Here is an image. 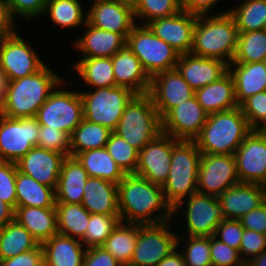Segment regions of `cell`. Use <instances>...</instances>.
<instances>
[{
    "label": "cell",
    "mask_w": 266,
    "mask_h": 266,
    "mask_svg": "<svg viewBox=\"0 0 266 266\" xmlns=\"http://www.w3.org/2000/svg\"><path fill=\"white\" fill-rule=\"evenodd\" d=\"M118 207L120 220L126 223L158 224L174 217L162 186L136 174H126L118 183Z\"/></svg>",
    "instance_id": "cell-1"
},
{
    "label": "cell",
    "mask_w": 266,
    "mask_h": 266,
    "mask_svg": "<svg viewBox=\"0 0 266 266\" xmlns=\"http://www.w3.org/2000/svg\"><path fill=\"white\" fill-rule=\"evenodd\" d=\"M63 81L47 65L35 74L5 81L0 114L12 118L35 117L50 93Z\"/></svg>",
    "instance_id": "cell-2"
},
{
    "label": "cell",
    "mask_w": 266,
    "mask_h": 266,
    "mask_svg": "<svg viewBox=\"0 0 266 266\" xmlns=\"http://www.w3.org/2000/svg\"><path fill=\"white\" fill-rule=\"evenodd\" d=\"M237 41V27L228 10L217 15H197L190 53L229 65L235 56Z\"/></svg>",
    "instance_id": "cell-3"
},
{
    "label": "cell",
    "mask_w": 266,
    "mask_h": 266,
    "mask_svg": "<svg viewBox=\"0 0 266 266\" xmlns=\"http://www.w3.org/2000/svg\"><path fill=\"white\" fill-rule=\"evenodd\" d=\"M251 131L246 117L238 106L209 114L194 141L201 154L234 155Z\"/></svg>",
    "instance_id": "cell-4"
},
{
    "label": "cell",
    "mask_w": 266,
    "mask_h": 266,
    "mask_svg": "<svg viewBox=\"0 0 266 266\" xmlns=\"http://www.w3.org/2000/svg\"><path fill=\"white\" fill-rule=\"evenodd\" d=\"M200 156L194 140L173 138L169 175L162 186L164 198L172 209L197 191Z\"/></svg>",
    "instance_id": "cell-5"
},
{
    "label": "cell",
    "mask_w": 266,
    "mask_h": 266,
    "mask_svg": "<svg viewBox=\"0 0 266 266\" xmlns=\"http://www.w3.org/2000/svg\"><path fill=\"white\" fill-rule=\"evenodd\" d=\"M114 132L138 151L162 133V120L148 94L131 99Z\"/></svg>",
    "instance_id": "cell-6"
},
{
    "label": "cell",
    "mask_w": 266,
    "mask_h": 266,
    "mask_svg": "<svg viewBox=\"0 0 266 266\" xmlns=\"http://www.w3.org/2000/svg\"><path fill=\"white\" fill-rule=\"evenodd\" d=\"M136 94L125 87H101L81 91L83 118L114 132L126 105Z\"/></svg>",
    "instance_id": "cell-7"
},
{
    "label": "cell",
    "mask_w": 266,
    "mask_h": 266,
    "mask_svg": "<svg viewBox=\"0 0 266 266\" xmlns=\"http://www.w3.org/2000/svg\"><path fill=\"white\" fill-rule=\"evenodd\" d=\"M142 25V26H141ZM136 24L126 38L148 76L176 68L180 54L157 37L147 25Z\"/></svg>",
    "instance_id": "cell-8"
},
{
    "label": "cell",
    "mask_w": 266,
    "mask_h": 266,
    "mask_svg": "<svg viewBox=\"0 0 266 266\" xmlns=\"http://www.w3.org/2000/svg\"><path fill=\"white\" fill-rule=\"evenodd\" d=\"M63 83L50 93L35 118L40 126L59 129L71 136L83 120V104L80 91L63 90Z\"/></svg>",
    "instance_id": "cell-9"
},
{
    "label": "cell",
    "mask_w": 266,
    "mask_h": 266,
    "mask_svg": "<svg viewBox=\"0 0 266 266\" xmlns=\"http://www.w3.org/2000/svg\"><path fill=\"white\" fill-rule=\"evenodd\" d=\"M183 204L186 205V208ZM182 208L185 212L182 211ZM177 211L183 217L185 216V227H188L185 228L187 236H214L217 226L225 219L218 197L198 191L180 201L173 208V215H176Z\"/></svg>",
    "instance_id": "cell-10"
},
{
    "label": "cell",
    "mask_w": 266,
    "mask_h": 266,
    "mask_svg": "<svg viewBox=\"0 0 266 266\" xmlns=\"http://www.w3.org/2000/svg\"><path fill=\"white\" fill-rule=\"evenodd\" d=\"M169 222L138 224V238L129 266H157L177 248L178 233L168 227Z\"/></svg>",
    "instance_id": "cell-11"
},
{
    "label": "cell",
    "mask_w": 266,
    "mask_h": 266,
    "mask_svg": "<svg viewBox=\"0 0 266 266\" xmlns=\"http://www.w3.org/2000/svg\"><path fill=\"white\" fill-rule=\"evenodd\" d=\"M39 131L35 117L12 118L0 114V161L18 162L37 146Z\"/></svg>",
    "instance_id": "cell-12"
},
{
    "label": "cell",
    "mask_w": 266,
    "mask_h": 266,
    "mask_svg": "<svg viewBox=\"0 0 266 266\" xmlns=\"http://www.w3.org/2000/svg\"><path fill=\"white\" fill-rule=\"evenodd\" d=\"M45 65L17 31L0 40V68L5 81L35 74Z\"/></svg>",
    "instance_id": "cell-13"
},
{
    "label": "cell",
    "mask_w": 266,
    "mask_h": 266,
    "mask_svg": "<svg viewBox=\"0 0 266 266\" xmlns=\"http://www.w3.org/2000/svg\"><path fill=\"white\" fill-rule=\"evenodd\" d=\"M240 183L234 155L201 154L197 191L219 196Z\"/></svg>",
    "instance_id": "cell-14"
},
{
    "label": "cell",
    "mask_w": 266,
    "mask_h": 266,
    "mask_svg": "<svg viewBox=\"0 0 266 266\" xmlns=\"http://www.w3.org/2000/svg\"><path fill=\"white\" fill-rule=\"evenodd\" d=\"M241 183L263 185L266 182V134L252 130L234 154Z\"/></svg>",
    "instance_id": "cell-15"
},
{
    "label": "cell",
    "mask_w": 266,
    "mask_h": 266,
    "mask_svg": "<svg viewBox=\"0 0 266 266\" xmlns=\"http://www.w3.org/2000/svg\"><path fill=\"white\" fill-rule=\"evenodd\" d=\"M87 11V22L106 31L119 33L125 39L137 24L133 3L127 0H94Z\"/></svg>",
    "instance_id": "cell-16"
},
{
    "label": "cell",
    "mask_w": 266,
    "mask_h": 266,
    "mask_svg": "<svg viewBox=\"0 0 266 266\" xmlns=\"http://www.w3.org/2000/svg\"><path fill=\"white\" fill-rule=\"evenodd\" d=\"M147 94L162 119L172 108L192 98L195 91L175 68L151 77Z\"/></svg>",
    "instance_id": "cell-17"
},
{
    "label": "cell",
    "mask_w": 266,
    "mask_h": 266,
    "mask_svg": "<svg viewBox=\"0 0 266 266\" xmlns=\"http://www.w3.org/2000/svg\"><path fill=\"white\" fill-rule=\"evenodd\" d=\"M173 137L160 133L138 151V163L135 174L153 184L163 186L168 178L172 160Z\"/></svg>",
    "instance_id": "cell-18"
},
{
    "label": "cell",
    "mask_w": 266,
    "mask_h": 266,
    "mask_svg": "<svg viewBox=\"0 0 266 266\" xmlns=\"http://www.w3.org/2000/svg\"><path fill=\"white\" fill-rule=\"evenodd\" d=\"M208 113L196 97L172 108L162 120V132L177 140H194L205 125Z\"/></svg>",
    "instance_id": "cell-19"
},
{
    "label": "cell",
    "mask_w": 266,
    "mask_h": 266,
    "mask_svg": "<svg viewBox=\"0 0 266 266\" xmlns=\"http://www.w3.org/2000/svg\"><path fill=\"white\" fill-rule=\"evenodd\" d=\"M197 15L180 10L173 16L150 21L146 25L180 55L191 52Z\"/></svg>",
    "instance_id": "cell-20"
},
{
    "label": "cell",
    "mask_w": 266,
    "mask_h": 266,
    "mask_svg": "<svg viewBox=\"0 0 266 266\" xmlns=\"http://www.w3.org/2000/svg\"><path fill=\"white\" fill-rule=\"evenodd\" d=\"M67 156L52 150L33 147L16 162L19 172L28 175L39 183L56 189L64 159Z\"/></svg>",
    "instance_id": "cell-21"
},
{
    "label": "cell",
    "mask_w": 266,
    "mask_h": 266,
    "mask_svg": "<svg viewBox=\"0 0 266 266\" xmlns=\"http://www.w3.org/2000/svg\"><path fill=\"white\" fill-rule=\"evenodd\" d=\"M111 60L116 86L128 88L136 95L148 93L151 78L127 42Z\"/></svg>",
    "instance_id": "cell-22"
},
{
    "label": "cell",
    "mask_w": 266,
    "mask_h": 266,
    "mask_svg": "<svg viewBox=\"0 0 266 266\" xmlns=\"http://www.w3.org/2000/svg\"><path fill=\"white\" fill-rule=\"evenodd\" d=\"M176 69L195 91L221 78L228 71V65L218 59L187 53L179 56Z\"/></svg>",
    "instance_id": "cell-23"
},
{
    "label": "cell",
    "mask_w": 266,
    "mask_h": 266,
    "mask_svg": "<svg viewBox=\"0 0 266 266\" xmlns=\"http://www.w3.org/2000/svg\"><path fill=\"white\" fill-rule=\"evenodd\" d=\"M218 200L226 219L239 220L264 202V189L261 184L240 182L226 189Z\"/></svg>",
    "instance_id": "cell-24"
},
{
    "label": "cell",
    "mask_w": 266,
    "mask_h": 266,
    "mask_svg": "<svg viewBox=\"0 0 266 266\" xmlns=\"http://www.w3.org/2000/svg\"><path fill=\"white\" fill-rule=\"evenodd\" d=\"M75 238L53 235L41 243L44 266H83L86 247Z\"/></svg>",
    "instance_id": "cell-25"
},
{
    "label": "cell",
    "mask_w": 266,
    "mask_h": 266,
    "mask_svg": "<svg viewBox=\"0 0 266 266\" xmlns=\"http://www.w3.org/2000/svg\"><path fill=\"white\" fill-rule=\"evenodd\" d=\"M89 176L76 157L67 156L62 164L55 189L56 203L81 204Z\"/></svg>",
    "instance_id": "cell-26"
},
{
    "label": "cell",
    "mask_w": 266,
    "mask_h": 266,
    "mask_svg": "<svg viewBox=\"0 0 266 266\" xmlns=\"http://www.w3.org/2000/svg\"><path fill=\"white\" fill-rule=\"evenodd\" d=\"M84 26L86 32L73 43L82 52V58H111L126 43V39L119 33L96 28L88 22Z\"/></svg>",
    "instance_id": "cell-27"
},
{
    "label": "cell",
    "mask_w": 266,
    "mask_h": 266,
    "mask_svg": "<svg viewBox=\"0 0 266 266\" xmlns=\"http://www.w3.org/2000/svg\"><path fill=\"white\" fill-rule=\"evenodd\" d=\"M90 214L119 215L118 185L101 178L89 177L81 203Z\"/></svg>",
    "instance_id": "cell-28"
},
{
    "label": "cell",
    "mask_w": 266,
    "mask_h": 266,
    "mask_svg": "<svg viewBox=\"0 0 266 266\" xmlns=\"http://www.w3.org/2000/svg\"><path fill=\"white\" fill-rule=\"evenodd\" d=\"M197 101L208 113H217L238 107L233 76L227 71L217 81L195 90Z\"/></svg>",
    "instance_id": "cell-29"
},
{
    "label": "cell",
    "mask_w": 266,
    "mask_h": 266,
    "mask_svg": "<svg viewBox=\"0 0 266 266\" xmlns=\"http://www.w3.org/2000/svg\"><path fill=\"white\" fill-rule=\"evenodd\" d=\"M14 219L24 226L39 244L58 234L56 208L16 206Z\"/></svg>",
    "instance_id": "cell-30"
},
{
    "label": "cell",
    "mask_w": 266,
    "mask_h": 266,
    "mask_svg": "<svg viewBox=\"0 0 266 266\" xmlns=\"http://www.w3.org/2000/svg\"><path fill=\"white\" fill-rule=\"evenodd\" d=\"M228 71L234 79L235 97L238 105L248 97L266 90V66L264 62L230 63Z\"/></svg>",
    "instance_id": "cell-31"
},
{
    "label": "cell",
    "mask_w": 266,
    "mask_h": 266,
    "mask_svg": "<svg viewBox=\"0 0 266 266\" xmlns=\"http://www.w3.org/2000/svg\"><path fill=\"white\" fill-rule=\"evenodd\" d=\"M16 206L55 208V189L43 185L18 171L16 174Z\"/></svg>",
    "instance_id": "cell-32"
},
{
    "label": "cell",
    "mask_w": 266,
    "mask_h": 266,
    "mask_svg": "<svg viewBox=\"0 0 266 266\" xmlns=\"http://www.w3.org/2000/svg\"><path fill=\"white\" fill-rule=\"evenodd\" d=\"M76 158L89 177L101 178L118 185L126 175L105 147L84 151L79 153Z\"/></svg>",
    "instance_id": "cell-33"
},
{
    "label": "cell",
    "mask_w": 266,
    "mask_h": 266,
    "mask_svg": "<svg viewBox=\"0 0 266 266\" xmlns=\"http://www.w3.org/2000/svg\"><path fill=\"white\" fill-rule=\"evenodd\" d=\"M73 66L84 83L93 89L116 86L110 57L79 58Z\"/></svg>",
    "instance_id": "cell-34"
},
{
    "label": "cell",
    "mask_w": 266,
    "mask_h": 266,
    "mask_svg": "<svg viewBox=\"0 0 266 266\" xmlns=\"http://www.w3.org/2000/svg\"><path fill=\"white\" fill-rule=\"evenodd\" d=\"M39 242L15 219L0 229V260L35 249Z\"/></svg>",
    "instance_id": "cell-35"
},
{
    "label": "cell",
    "mask_w": 266,
    "mask_h": 266,
    "mask_svg": "<svg viewBox=\"0 0 266 266\" xmlns=\"http://www.w3.org/2000/svg\"><path fill=\"white\" fill-rule=\"evenodd\" d=\"M58 233L82 240L91 214L82 204L56 203Z\"/></svg>",
    "instance_id": "cell-36"
},
{
    "label": "cell",
    "mask_w": 266,
    "mask_h": 266,
    "mask_svg": "<svg viewBox=\"0 0 266 266\" xmlns=\"http://www.w3.org/2000/svg\"><path fill=\"white\" fill-rule=\"evenodd\" d=\"M138 238V224L120 221L102 247L122 265H129Z\"/></svg>",
    "instance_id": "cell-37"
},
{
    "label": "cell",
    "mask_w": 266,
    "mask_h": 266,
    "mask_svg": "<svg viewBox=\"0 0 266 266\" xmlns=\"http://www.w3.org/2000/svg\"><path fill=\"white\" fill-rule=\"evenodd\" d=\"M111 132L107 127L83 118L70 136L69 156L76 157L84 151L105 147Z\"/></svg>",
    "instance_id": "cell-38"
},
{
    "label": "cell",
    "mask_w": 266,
    "mask_h": 266,
    "mask_svg": "<svg viewBox=\"0 0 266 266\" xmlns=\"http://www.w3.org/2000/svg\"><path fill=\"white\" fill-rule=\"evenodd\" d=\"M228 9L233 17L238 33L264 29L266 23V0H243Z\"/></svg>",
    "instance_id": "cell-39"
},
{
    "label": "cell",
    "mask_w": 266,
    "mask_h": 266,
    "mask_svg": "<svg viewBox=\"0 0 266 266\" xmlns=\"http://www.w3.org/2000/svg\"><path fill=\"white\" fill-rule=\"evenodd\" d=\"M80 0H48L44 14L49 13L52 23L62 28L79 27L86 24L87 11L84 9ZM86 16H85V15Z\"/></svg>",
    "instance_id": "cell-40"
},
{
    "label": "cell",
    "mask_w": 266,
    "mask_h": 266,
    "mask_svg": "<svg viewBox=\"0 0 266 266\" xmlns=\"http://www.w3.org/2000/svg\"><path fill=\"white\" fill-rule=\"evenodd\" d=\"M266 58V31L238 33L237 48L231 63L263 62Z\"/></svg>",
    "instance_id": "cell-41"
},
{
    "label": "cell",
    "mask_w": 266,
    "mask_h": 266,
    "mask_svg": "<svg viewBox=\"0 0 266 266\" xmlns=\"http://www.w3.org/2000/svg\"><path fill=\"white\" fill-rule=\"evenodd\" d=\"M120 221V215L91 214L81 242L86 248L102 246Z\"/></svg>",
    "instance_id": "cell-42"
},
{
    "label": "cell",
    "mask_w": 266,
    "mask_h": 266,
    "mask_svg": "<svg viewBox=\"0 0 266 266\" xmlns=\"http://www.w3.org/2000/svg\"><path fill=\"white\" fill-rule=\"evenodd\" d=\"M106 150L125 174H135L138 163V150L115 132H111Z\"/></svg>",
    "instance_id": "cell-43"
},
{
    "label": "cell",
    "mask_w": 266,
    "mask_h": 266,
    "mask_svg": "<svg viewBox=\"0 0 266 266\" xmlns=\"http://www.w3.org/2000/svg\"><path fill=\"white\" fill-rule=\"evenodd\" d=\"M132 3L135 20L141 18L143 25L156 19L173 16L181 10L177 0H134Z\"/></svg>",
    "instance_id": "cell-44"
},
{
    "label": "cell",
    "mask_w": 266,
    "mask_h": 266,
    "mask_svg": "<svg viewBox=\"0 0 266 266\" xmlns=\"http://www.w3.org/2000/svg\"><path fill=\"white\" fill-rule=\"evenodd\" d=\"M185 236V237H184ZM187 238V240H186ZM186 240V248L182 256L187 266H208L211 263L210 237L178 235L177 246Z\"/></svg>",
    "instance_id": "cell-45"
},
{
    "label": "cell",
    "mask_w": 266,
    "mask_h": 266,
    "mask_svg": "<svg viewBox=\"0 0 266 266\" xmlns=\"http://www.w3.org/2000/svg\"><path fill=\"white\" fill-rule=\"evenodd\" d=\"M252 130H262L266 125V90L248 97L240 105Z\"/></svg>",
    "instance_id": "cell-46"
},
{
    "label": "cell",
    "mask_w": 266,
    "mask_h": 266,
    "mask_svg": "<svg viewBox=\"0 0 266 266\" xmlns=\"http://www.w3.org/2000/svg\"><path fill=\"white\" fill-rule=\"evenodd\" d=\"M37 146L69 156L70 135L59 129L49 128V126H40Z\"/></svg>",
    "instance_id": "cell-47"
},
{
    "label": "cell",
    "mask_w": 266,
    "mask_h": 266,
    "mask_svg": "<svg viewBox=\"0 0 266 266\" xmlns=\"http://www.w3.org/2000/svg\"><path fill=\"white\" fill-rule=\"evenodd\" d=\"M17 165L13 162L0 161V199L16 208Z\"/></svg>",
    "instance_id": "cell-48"
},
{
    "label": "cell",
    "mask_w": 266,
    "mask_h": 266,
    "mask_svg": "<svg viewBox=\"0 0 266 266\" xmlns=\"http://www.w3.org/2000/svg\"><path fill=\"white\" fill-rule=\"evenodd\" d=\"M211 263L215 266H245L239 250L220 242L214 236H210Z\"/></svg>",
    "instance_id": "cell-49"
},
{
    "label": "cell",
    "mask_w": 266,
    "mask_h": 266,
    "mask_svg": "<svg viewBox=\"0 0 266 266\" xmlns=\"http://www.w3.org/2000/svg\"><path fill=\"white\" fill-rule=\"evenodd\" d=\"M48 0H5L9 14L14 21L16 17H21L26 21L39 18L44 15Z\"/></svg>",
    "instance_id": "cell-50"
},
{
    "label": "cell",
    "mask_w": 266,
    "mask_h": 266,
    "mask_svg": "<svg viewBox=\"0 0 266 266\" xmlns=\"http://www.w3.org/2000/svg\"><path fill=\"white\" fill-rule=\"evenodd\" d=\"M244 228L239 220L223 219L217 226L214 237L229 247L240 249Z\"/></svg>",
    "instance_id": "cell-51"
},
{
    "label": "cell",
    "mask_w": 266,
    "mask_h": 266,
    "mask_svg": "<svg viewBox=\"0 0 266 266\" xmlns=\"http://www.w3.org/2000/svg\"><path fill=\"white\" fill-rule=\"evenodd\" d=\"M264 251H266V235L253 230L244 229L239 249L241 259L247 262L248 259ZM247 256L249 257L247 258Z\"/></svg>",
    "instance_id": "cell-52"
},
{
    "label": "cell",
    "mask_w": 266,
    "mask_h": 266,
    "mask_svg": "<svg viewBox=\"0 0 266 266\" xmlns=\"http://www.w3.org/2000/svg\"><path fill=\"white\" fill-rule=\"evenodd\" d=\"M239 221L244 229L266 235V202L242 216Z\"/></svg>",
    "instance_id": "cell-53"
},
{
    "label": "cell",
    "mask_w": 266,
    "mask_h": 266,
    "mask_svg": "<svg viewBox=\"0 0 266 266\" xmlns=\"http://www.w3.org/2000/svg\"><path fill=\"white\" fill-rule=\"evenodd\" d=\"M0 266H44L41 244L31 251L21 253L13 258L0 260Z\"/></svg>",
    "instance_id": "cell-54"
},
{
    "label": "cell",
    "mask_w": 266,
    "mask_h": 266,
    "mask_svg": "<svg viewBox=\"0 0 266 266\" xmlns=\"http://www.w3.org/2000/svg\"><path fill=\"white\" fill-rule=\"evenodd\" d=\"M83 266H122L102 246L86 248Z\"/></svg>",
    "instance_id": "cell-55"
},
{
    "label": "cell",
    "mask_w": 266,
    "mask_h": 266,
    "mask_svg": "<svg viewBox=\"0 0 266 266\" xmlns=\"http://www.w3.org/2000/svg\"><path fill=\"white\" fill-rule=\"evenodd\" d=\"M220 0H177L181 10L195 15H209V10Z\"/></svg>",
    "instance_id": "cell-56"
},
{
    "label": "cell",
    "mask_w": 266,
    "mask_h": 266,
    "mask_svg": "<svg viewBox=\"0 0 266 266\" xmlns=\"http://www.w3.org/2000/svg\"><path fill=\"white\" fill-rule=\"evenodd\" d=\"M15 21L11 18L5 0H0V40L15 31Z\"/></svg>",
    "instance_id": "cell-57"
},
{
    "label": "cell",
    "mask_w": 266,
    "mask_h": 266,
    "mask_svg": "<svg viewBox=\"0 0 266 266\" xmlns=\"http://www.w3.org/2000/svg\"><path fill=\"white\" fill-rule=\"evenodd\" d=\"M179 246L167 255L157 266H187Z\"/></svg>",
    "instance_id": "cell-58"
},
{
    "label": "cell",
    "mask_w": 266,
    "mask_h": 266,
    "mask_svg": "<svg viewBox=\"0 0 266 266\" xmlns=\"http://www.w3.org/2000/svg\"><path fill=\"white\" fill-rule=\"evenodd\" d=\"M15 210L0 199V229L14 220Z\"/></svg>",
    "instance_id": "cell-59"
},
{
    "label": "cell",
    "mask_w": 266,
    "mask_h": 266,
    "mask_svg": "<svg viewBox=\"0 0 266 266\" xmlns=\"http://www.w3.org/2000/svg\"><path fill=\"white\" fill-rule=\"evenodd\" d=\"M245 266H266V251L248 259L247 262H245Z\"/></svg>",
    "instance_id": "cell-60"
},
{
    "label": "cell",
    "mask_w": 266,
    "mask_h": 266,
    "mask_svg": "<svg viewBox=\"0 0 266 266\" xmlns=\"http://www.w3.org/2000/svg\"><path fill=\"white\" fill-rule=\"evenodd\" d=\"M4 85H5V80L3 78L2 71H1V68H0V110H1V107H2V98H3V95H4Z\"/></svg>",
    "instance_id": "cell-61"
},
{
    "label": "cell",
    "mask_w": 266,
    "mask_h": 266,
    "mask_svg": "<svg viewBox=\"0 0 266 266\" xmlns=\"http://www.w3.org/2000/svg\"><path fill=\"white\" fill-rule=\"evenodd\" d=\"M262 186L264 189V201L266 202V182Z\"/></svg>",
    "instance_id": "cell-62"
},
{
    "label": "cell",
    "mask_w": 266,
    "mask_h": 266,
    "mask_svg": "<svg viewBox=\"0 0 266 266\" xmlns=\"http://www.w3.org/2000/svg\"><path fill=\"white\" fill-rule=\"evenodd\" d=\"M262 131L266 134V125H265V127L262 129Z\"/></svg>",
    "instance_id": "cell-63"
}]
</instances>
